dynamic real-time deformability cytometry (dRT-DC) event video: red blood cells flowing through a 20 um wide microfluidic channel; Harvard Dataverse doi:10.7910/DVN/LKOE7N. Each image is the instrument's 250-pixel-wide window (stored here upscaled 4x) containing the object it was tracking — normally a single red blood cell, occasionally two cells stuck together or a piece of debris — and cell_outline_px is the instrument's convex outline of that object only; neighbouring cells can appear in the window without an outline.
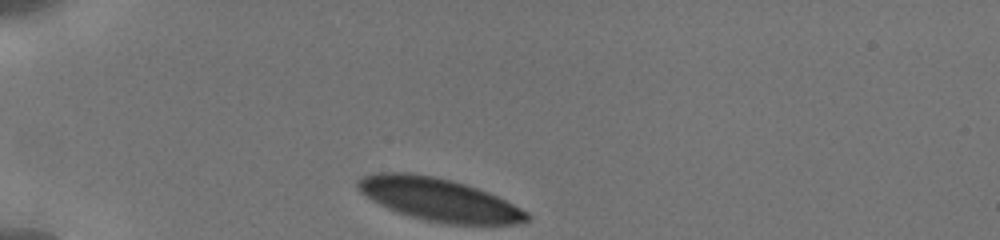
{"species": "human", "species_latin": "Homo sapiens", "temperature_condition": "cold", "stored_images_in_passage": 42, "camera_frame_rate_fps": 3000, "um_per_image_px": 0.085, "donor": {"sex": "male"}, "frame": {"image": 1, "passage_image": 1, "time_ms": 0.0, "image_size_px": [1000, 240], "cell_outline_px": [[532, 216], [524, 224], [448, 224], [424, 220], [388, 208], [372, 200], [360, 192], [356, 188], [356, 180], [364, 176], [376, 172], [408, 172], [432, 176], [452, 180], [488, 192], [528, 212]], "centroid_in_image_um": [37.3, 16.96], "position_along_channel_um": 47.7, "area_um2": 41.96}}
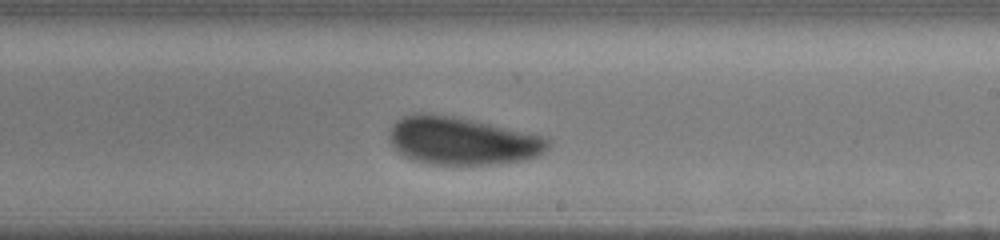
{"frame": {"image": 2, "passage_image": 23, "time_ms": 6.333, "image_size_px": [1000, 240], "cell_outline_px": [[552, 140], [548, 148], [544, 152], [536, 156], [520, 160], [492, 164], [428, 164], [416, 160], [400, 152], [388, 140], [388, 136], [392, 124], [396, 120], [404, 116], [416, 112], [420, 112], [448, 116], [472, 120], [548, 136]], "centroid_in_image_um": [39.3, 11.96], "position_along_channel_um": 249.7, "area_um2": 43.99}}
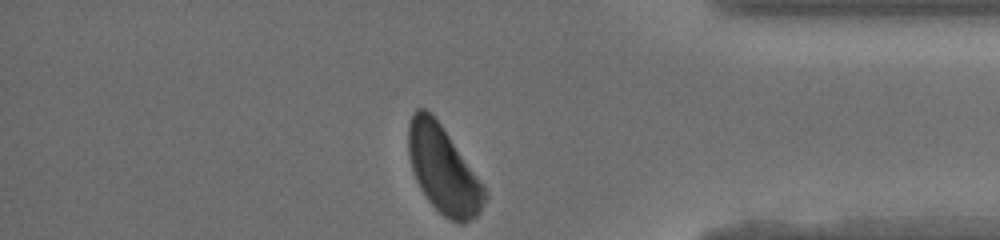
{"frame": {"image": 3, "passage_image": 41, "time_ms": 10.667, "image_size_px": [1000, 240], "cell_outline_px": [[488, 196], [480, 212], [476, 216], [464, 224], [460, 224], [444, 216], [428, 200], [420, 188], [416, 180], [408, 156], [408, 124], [412, 112], [416, 108], [424, 108], [440, 124], [484, 188]], "centroid_in_image_um": [37.64, 14.45], "position_along_channel_um": 397.6, "area_um2": 37.86}, "authors_computed_cell_mechanics": {"area_um2": 43.35, "velocity_mm_per_s": 3.7904, "shape_relaxation_time_tau1_ms": 2.6869, "shape_relaxation_time_tau2_ms": null, "deformation_change_tau1": 0.0979, "deformation_change_tau2": null}}